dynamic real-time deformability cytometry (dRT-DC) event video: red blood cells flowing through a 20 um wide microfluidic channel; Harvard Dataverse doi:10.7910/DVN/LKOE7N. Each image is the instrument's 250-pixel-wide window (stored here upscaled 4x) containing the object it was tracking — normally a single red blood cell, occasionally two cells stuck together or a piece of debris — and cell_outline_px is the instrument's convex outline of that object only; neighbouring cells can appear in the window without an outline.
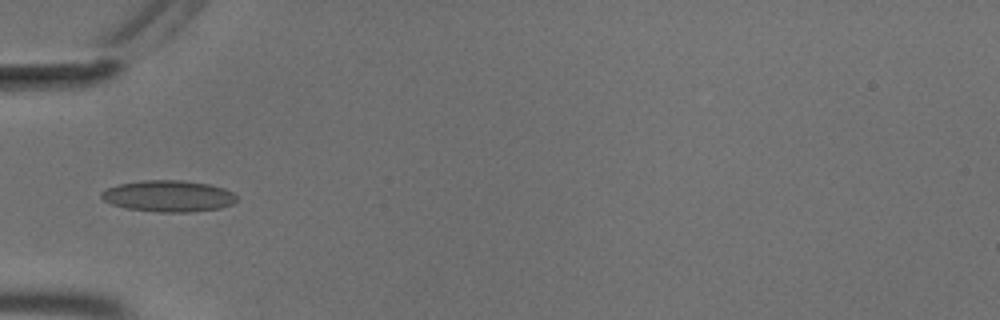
{"species": "common noctule bat (a hibernating species)", "species_latin": "Nyctalus noctula", "temperature_condition": "cold", "stored_images_in_passage": 37, "camera_frame_rate_fps": 3000, "um_per_image_px": 0.085, "animal": {"sex": "male", "body_mass_g": 18.8}, "frame": {"image": 1, "passage_image": 1, "time_ms": 0.0, "image_size_px": [1000, 320], "cell_outline_px": [[236, 200], [232, 204], [220, 208], [188, 212], [160, 212], [128, 208], [112, 204], [104, 200], [100, 196], [100, 192], [108, 188], [120, 184], [140, 180], [180, 180], [208, 184], [224, 188], [232, 192], [236, 196]], "centroid_in_image_um": [14.31, 16.66], "position_along_channel_um": 70.7, "area_um2": 24.57}}
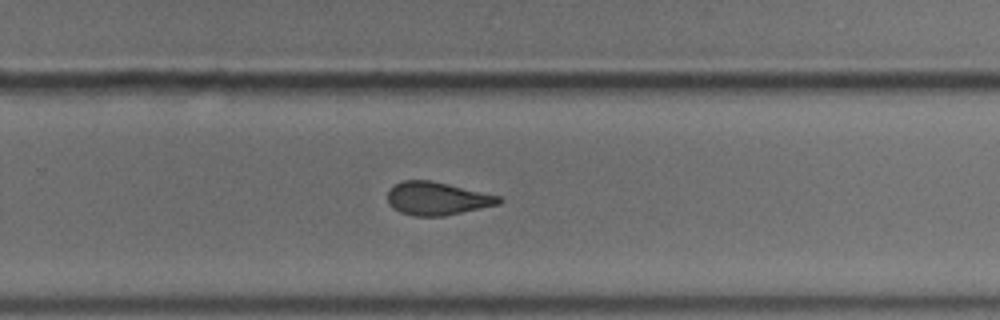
{"frame": {"image": 2, "passage_image": 19, "time_ms": 6.0, "image_size_px": [1000, 320], "cell_outline_px": [[504, 200], [500, 204], [444, 216], [412, 216], [400, 212], [392, 208], [388, 204], [388, 192], [396, 184], [404, 180], [432, 180], [500, 196]], "centroid_in_image_um": [37.16, 16.88], "position_along_channel_um": 292.6, "area_um2": 21.5}}
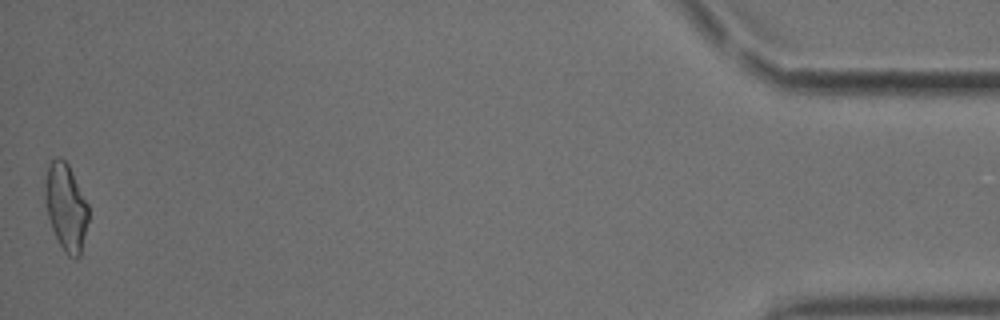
{"frame": {"image": 3, "passage_image": 37, "time_ms": 12.0, "image_size_px": [1000, 320], "cell_outline_px": [[88, 220], [80, 256], [76, 260], [68, 256], [64, 252], [52, 228], [48, 216], [44, 196], [44, 180], [48, 164], [56, 156], [60, 156], [68, 164], [88, 204]], "centroid_in_image_um": [5.59, 17.59], "position_along_channel_um": 429.6, "area_um2": 22.08}, "authors_computed_cell_mechanics": {"area_um2": 21.9062, "velocity_mm_per_s": 3.6983, "shape_relaxation_time_tau1_ms": 5.7911, "shape_relaxation_time_tau2_ms": 2.1343, "deformation_change_tau1": 0.1522, "deformation_change_tau2": 0.0926}}